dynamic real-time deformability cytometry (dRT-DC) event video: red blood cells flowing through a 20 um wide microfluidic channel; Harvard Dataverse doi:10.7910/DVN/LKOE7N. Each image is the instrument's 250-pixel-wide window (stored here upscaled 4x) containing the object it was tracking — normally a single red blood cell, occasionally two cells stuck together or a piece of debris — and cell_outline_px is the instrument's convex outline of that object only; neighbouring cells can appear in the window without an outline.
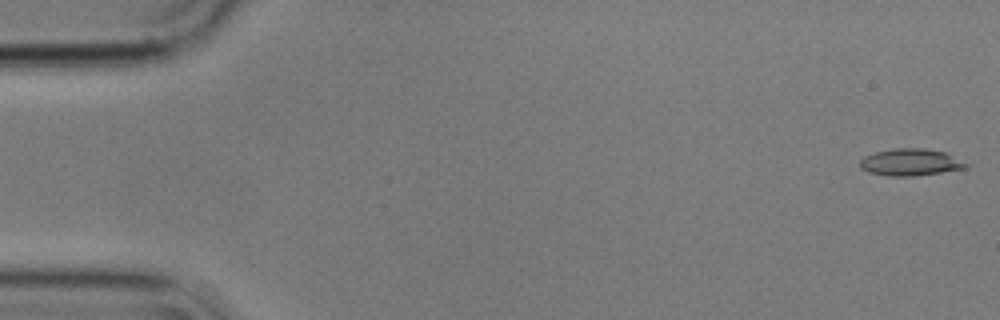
{"species": "common noctule bat (a hibernating species)", "species_latin": "Nyctalus noctula", "temperature_condition": "cold", "stored_images_in_passage": 56, "camera_frame_rate_fps": 3000, "um_per_image_px": 0.085, "animal": {"sex": "male", "body_mass_g": 17.9}, "frame": {"image": 1, "passage_image": 1, "time_ms": 0.0, "image_size_px": [1000, 320], "cell_outline_px": [[972, 164], [968, 168], [916, 176], [888, 176], [868, 172], [860, 168], [860, 160], [864, 156], [876, 152], [896, 148], [924, 148], [948, 152]], "centroid_in_image_um": [77.48, 13.79], "position_along_channel_um": 7.5, "area_um2": 17.05}}
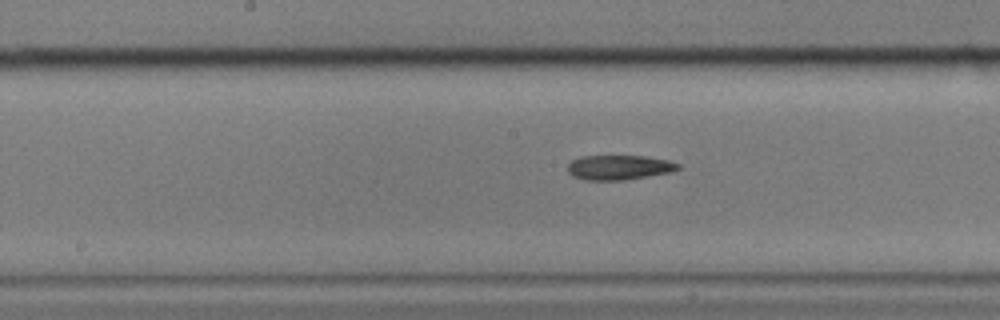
{"frame": {"image": 2, "passage_image": 28, "time_ms": 9.0, "image_size_px": [1000, 320], "cell_outline_px": [[680, 168], [672, 172], [624, 180], [584, 180], [572, 176], [568, 172], [568, 164], [572, 160], [580, 156], [644, 156], [668, 160], [680, 164]], "centroid_in_image_um": [52.61, 14.23], "position_along_channel_um": 195.6, "area_um2": 15.95}}
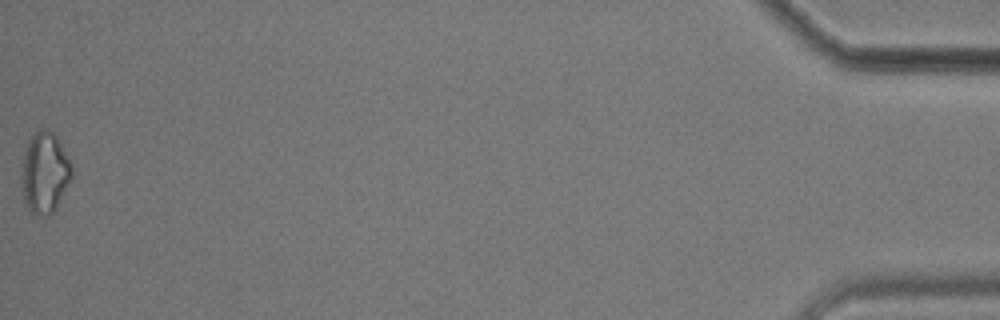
{"frame": {"image": 3, "passage_image": 56, "time_ms": 18.333, "image_size_px": [1000, 320], "cell_outline_px": [[72, 176], [52, 212], [48, 216], [44, 216], [28, 212], [24, 200], [20, 176], [20, 172], [28, 140], [40, 128], [48, 128], [56, 136], [72, 164]], "centroid_in_image_um": [3.77, 14.66], "position_along_channel_um": 431.4, "area_um2": 23.58}, "authors_computed_cell_mechanics": {"area_um2": 17.0221, "velocity_mm_per_s": 3.5634, "shape_relaxation_time_tau1_ms": null, "shape_relaxation_time_tau2_ms": 9.8386, "deformation_change_tau1": null, "deformation_change_tau2": 0.2218}}